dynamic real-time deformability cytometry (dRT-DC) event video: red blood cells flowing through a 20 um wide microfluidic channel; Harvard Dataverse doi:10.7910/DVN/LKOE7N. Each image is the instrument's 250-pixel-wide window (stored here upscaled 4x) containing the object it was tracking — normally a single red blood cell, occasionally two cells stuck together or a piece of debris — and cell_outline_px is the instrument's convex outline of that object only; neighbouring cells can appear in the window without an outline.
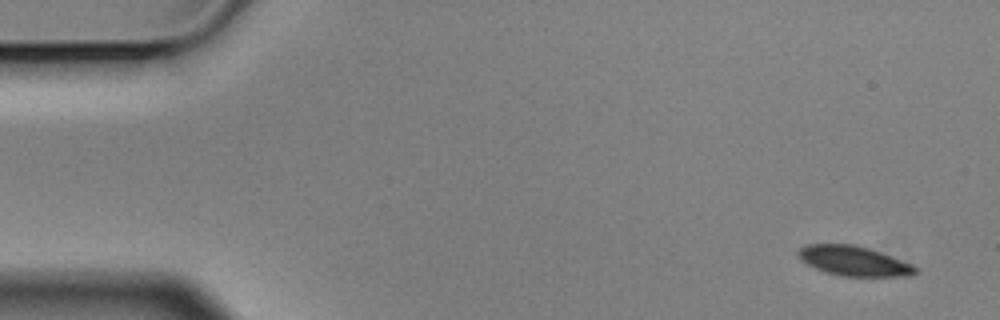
{"species": "Egyptian fruit bat (a non-hibernating species)", "species_latin": "Rousettus aegyptiacus", "temperature_condition": "cold", "stored_images_in_passage": 4, "camera_frame_rate_fps": 3000, "um_per_image_px": 0.085, "animal": {"sex": "male"}, "frame": {"image": 1, "passage_image": 1, "time_ms": 0.0, "image_size_px": [1000, 320], "cell_outline_px": [[920, 272], [912, 276], [844, 276], [828, 272], [816, 268], [800, 260], [796, 256], [796, 252], [800, 248], [808, 244], [856, 244], [868, 248], [912, 264], [920, 268]], "centroid_in_image_um": [72.6, 22.18], "position_along_channel_um": 12.4, "area_um2": 20.35}}
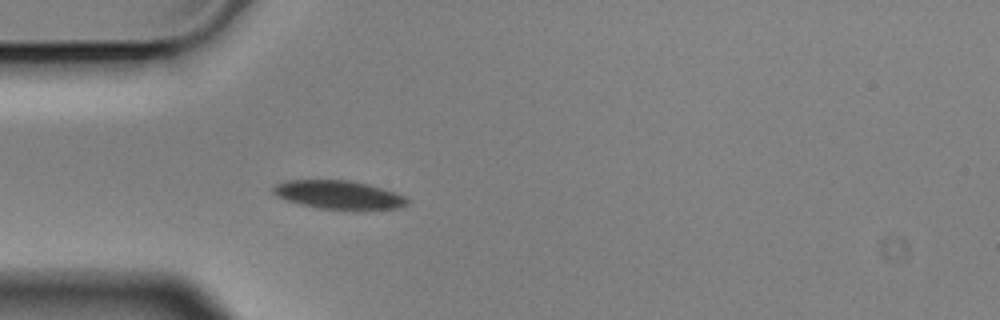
{"frame": {"image": 2, "passage_image": 4, "time_ms": 1.0, "image_size_px": [1000, 320], "cell_outline_px": [[408, 204], [400, 208], [360, 212], [352, 212], [320, 208], [300, 204], [276, 196], [272, 192], [272, 188], [276, 184], [284, 180], [348, 180], [368, 184], [404, 196], [408, 200]], "centroid_in_image_um": [28.81, 16.6], "position_along_channel_um": 56.2, "area_um2": 22.89}}